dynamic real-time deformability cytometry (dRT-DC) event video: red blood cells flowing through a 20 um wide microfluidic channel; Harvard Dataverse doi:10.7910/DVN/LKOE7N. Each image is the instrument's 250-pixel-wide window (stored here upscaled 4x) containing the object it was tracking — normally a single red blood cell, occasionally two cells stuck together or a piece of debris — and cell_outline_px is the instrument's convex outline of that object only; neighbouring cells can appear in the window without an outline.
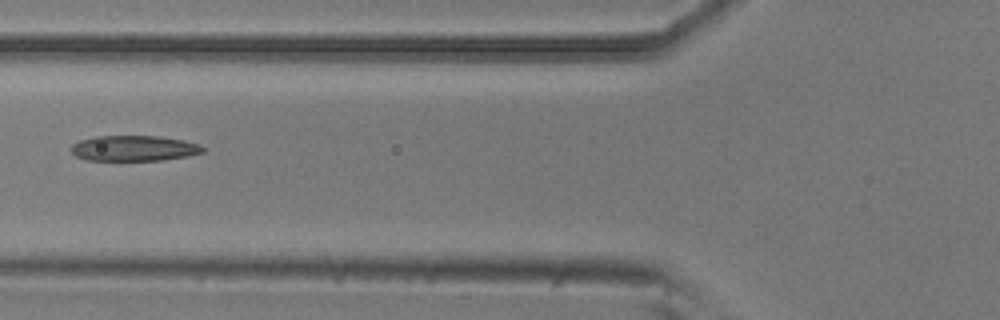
{"species": "common noctule bat (a hibernating species)", "species_latin": "Nyctalus noctula", "temperature_condition": "room temperature", "stored_images_in_passage": 6, "camera_frame_rate_fps": 3000, "um_per_image_px": 0.085, "animal": {"sex": "male", "body_mass_g": 20.5, "forearm_length_mm": 52.5}, "frame": {"image": 1, "passage_image": 3, "time_ms": 0.667, "image_size_px": [1000, 320], "cell_outline_px": [[204, 152], [188, 156], [160, 160], [88, 160], [76, 156], [72, 152], [72, 144], [80, 140], [96, 136], [160, 136], [184, 140], [200, 144], [204, 148]], "centroid_in_image_um": [11.42, 12.6], "position_along_channel_um": 114.4, "area_um2": 19.54}}
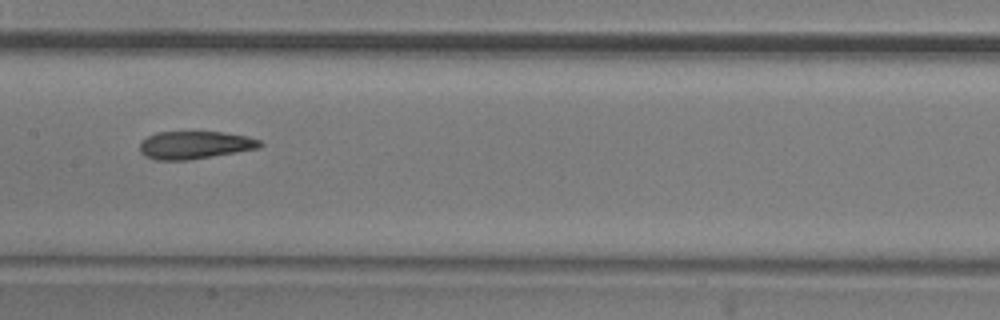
{"frame": {"image": 2, "passage_image": 5, "time_ms": 1.333, "image_size_px": [1000, 320], "cell_outline_px": [[264, 144], [260, 148], [188, 160], [156, 160], [144, 156], [140, 152], [140, 144], [148, 136], [156, 132], [224, 132], [248, 136], [260, 140]], "centroid_in_image_um": [16.58, 12.32], "position_along_channel_um": 190.8, "area_um2": 19.48}}
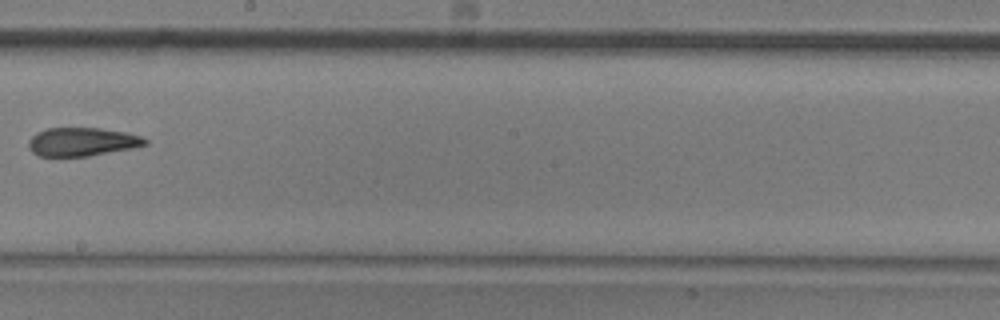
{"frame": {"image": 3, "passage_image": 6, "time_ms": 1.667, "image_size_px": [1000, 320], "cell_outline_px": [[148, 144], [132, 148], [88, 156], [60, 160], [40, 156], [32, 152], [28, 148], [28, 140], [36, 132], [48, 128], [100, 128], [124, 132], [140, 136], [148, 140]], "centroid_in_image_um": [6.89, 12.1], "position_along_channel_um": 241.3, "area_um2": 20.0}}